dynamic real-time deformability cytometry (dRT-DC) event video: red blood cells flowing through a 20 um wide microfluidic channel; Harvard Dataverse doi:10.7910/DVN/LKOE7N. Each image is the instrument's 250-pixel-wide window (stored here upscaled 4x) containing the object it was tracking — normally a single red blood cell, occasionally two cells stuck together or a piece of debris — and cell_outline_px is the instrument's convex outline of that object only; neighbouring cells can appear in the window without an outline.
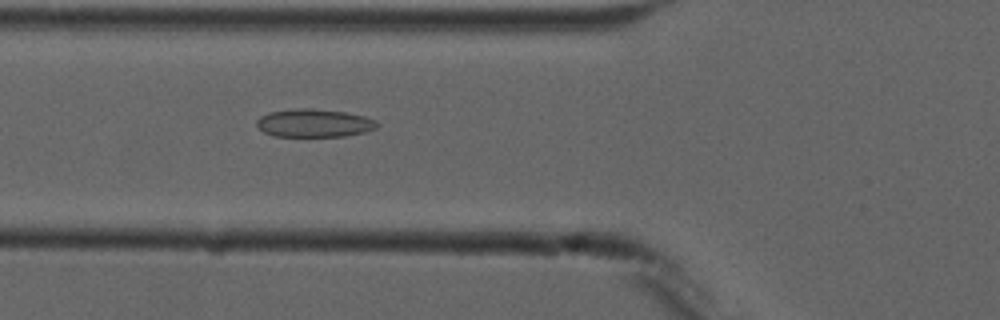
{"species": "common noctule bat (a hibernating species)", "species_latin": "Nyctalus noctula", "temperature_condition": "cold", "stored_images_in_passage": 7, "camera_frame_rate_fps": 3000, "um_per_image_px": 0.085, "animal": {"sex": "male", "forearm_length_mm": 52.5}, "frame": {"image": 1, "passage_image": 7, "time_ms": 6.667, "image_size_px": [1000, 320], "cell_outline_px": [[380, 124], [376, 128], [364, 132], [344, 136], [272, 136], [264, 132], [256, 124], [256, 120], [260, 116], [268, 112], [296, 108], [312, 108], [344, 112], [364, 116], [376, 120]], "centroid_in_image_um": [26.69, 10.45], "position_along_channel_um": 99.1, "area_um2": 19.77}}